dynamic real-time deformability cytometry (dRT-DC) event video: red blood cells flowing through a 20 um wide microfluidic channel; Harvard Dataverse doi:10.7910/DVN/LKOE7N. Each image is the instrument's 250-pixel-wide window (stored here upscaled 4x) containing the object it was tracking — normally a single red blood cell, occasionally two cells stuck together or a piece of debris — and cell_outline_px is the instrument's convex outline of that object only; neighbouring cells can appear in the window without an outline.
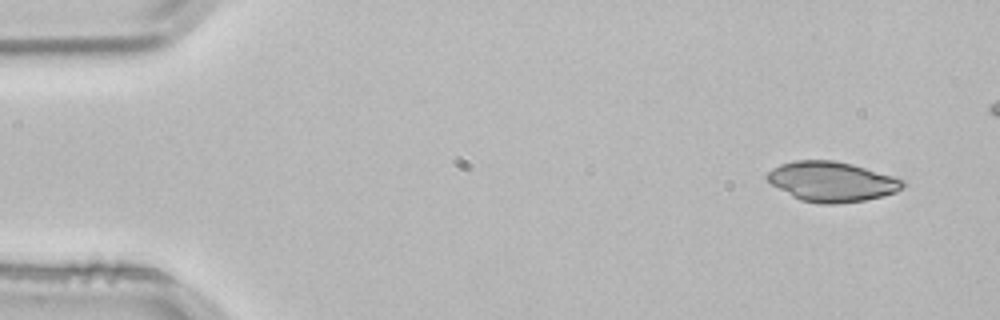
{"species": "common noctule bat (a hibernating species)", "species_latin": "Nyctalus noctula", "temperature_condition": "room temperature", "stored_images_in_passage": 3, "camera_frame_rate_fps": 3000, "um_per_image_px": 0.085, "animal": {"sex": "male", "body_mass_g": 21.5, "forearm_length_mm": 52.0}, "frame": {"image": 1, "passage_image": 1, "time_ms": 0.0, "image_size_px": [1000, 320], "cell_outline_px": [[908, 184], [896, 192], [864, 200], [836, 204], [820, 204], [800, 200], [792, 196], [772, 184], [764, 176], [772, 168], [780, 164], [796, 160], [836, 160], [852, 164], [892, 176], [904, 180]], "centroid_in_image_um": [70.69, 15.43], "position_along_channel_um": 14.3, "area_um2": 31.5}}